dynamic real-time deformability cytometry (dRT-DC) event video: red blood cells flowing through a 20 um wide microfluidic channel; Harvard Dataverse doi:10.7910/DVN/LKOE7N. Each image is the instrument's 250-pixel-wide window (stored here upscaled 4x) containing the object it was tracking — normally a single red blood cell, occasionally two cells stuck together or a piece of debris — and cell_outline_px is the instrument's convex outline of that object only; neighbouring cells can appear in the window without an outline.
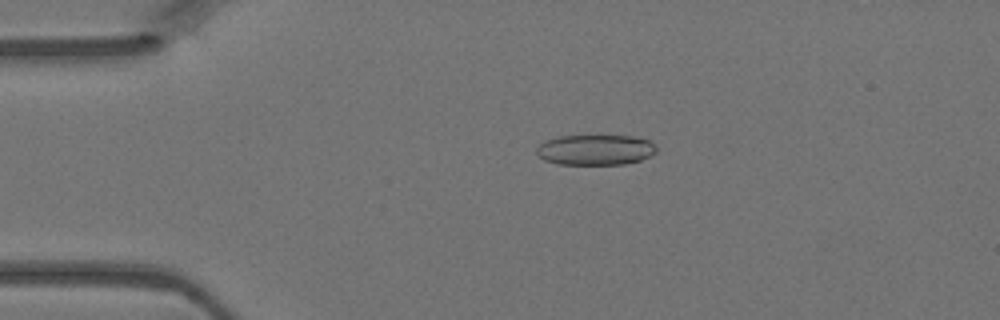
{"species": "Egyptian fruit bat (a non-hibernating species)", "species_latin": "Rousettus aegyptiacus", "temperature_condition": "warm", "stored_images_in_passage": 47, "camera_frame_rate_fps": 3000, "um_per_image_px": 0.085, "animal": {"sex": "female"}, "frame": {"image": 1, "passage_image": 10, "time_ms": 3.0, "image_size_px": [1000, 320], "cell_outline_px": [[656, 152], [640, 160], [624, 164], [556, 164], [544, 160], [536, 152], [536, 148], [544, 140], [556, 136], [632, 136], [648, 140], [656, 144]], "centroid_in_image_um": [50.58, 12.73], "position_along_channel_um": 34.4, "area_um2": 21.27}}
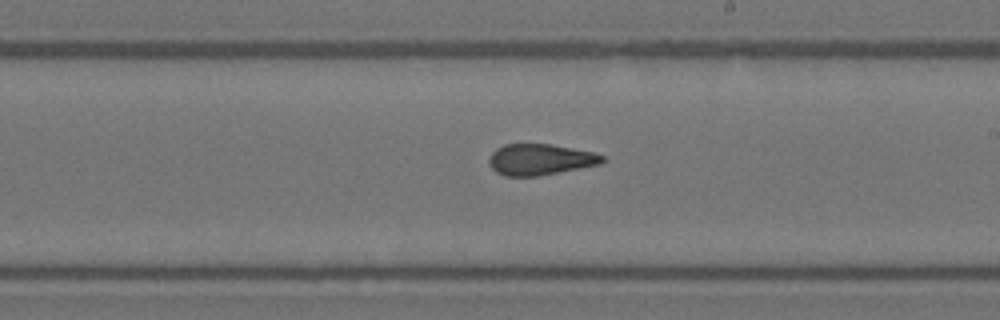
{"frame": {"image": 2, "passage_image": 27, "time_ms": 8.667, "image_size_px": [1000, 320], "cell_outline_px": [[604, 160], [600, 164], [536, 176], [504, 176], [496, 172], [488, 164], [488, 160], [492, 152], [496, 148], [504, 144], [552, 144], [592, 152], [604, 156]], "centroid_in_image_um": [45.86, 13.55], "position_along_channel_um": 243.1, "area_um2": 20.4}}
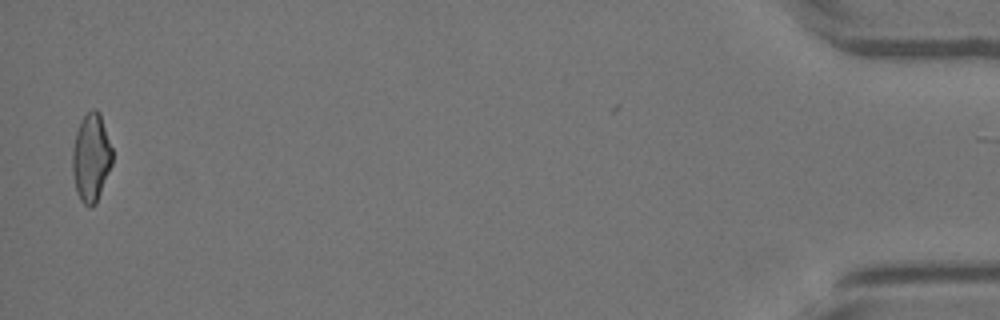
{"frame": {"image": 3, "passage_image": 46, "time_ms": 15.0, "image_size_px": [1000, 320], "cell_outline_px": [[112, 164], [96, 204], [92, 208], [88, 208], [80, 200], [76, 192], [72, 172], [72, 148], [76, 132], [80, 120], [92, 108], [96, 108], [100, 112], [112, 148]], "centroid_in_image_um": [7.74, 13.41], "position_along_channel_um": 427.5, "area_um2": 20.81}}